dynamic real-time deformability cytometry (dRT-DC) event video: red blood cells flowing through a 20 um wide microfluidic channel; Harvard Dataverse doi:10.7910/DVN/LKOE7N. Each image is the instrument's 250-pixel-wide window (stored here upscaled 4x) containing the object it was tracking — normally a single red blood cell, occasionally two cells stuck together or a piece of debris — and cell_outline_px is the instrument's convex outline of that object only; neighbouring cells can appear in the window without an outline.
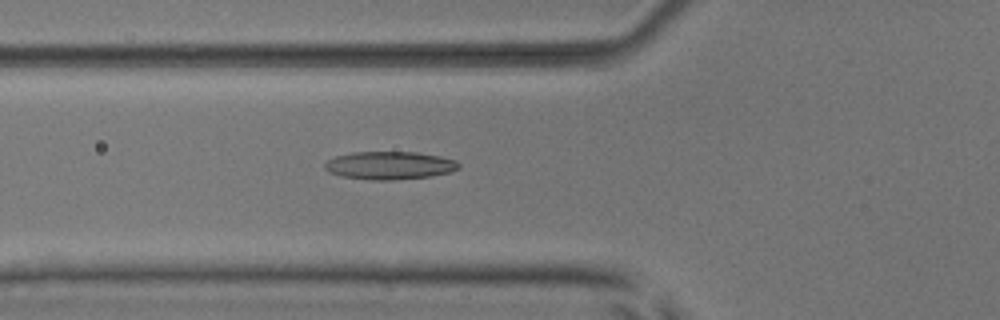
{"species": "common noctule bat (a hibernating species)", "species_latin": "Nyctalus noctula", "temperature_condition": "room temperature", "stored_images_in_passage": 41, "camera_frame_rate_fps": 3000, "um_per_image_px": 0.085, "animal": {"sex": "male", "body_mass_g": 17.9, "forearm_length_mm": 54.2}, "frame": {"image": 1, "passage_image": 8, "time_ms": 2.333, "image_size_px": [1000, 320], "cell_outline_px": [[460, 168], [452, 172], [432, 176], [392, 180], [372, 180], [344, 176], [328, 172], [324, 168], [324, 164], [328, 160], [336, 156], [352, 152], [416, 152], [440, 156], [456, 160], [460, 164]], "centroid_in_image_um": [33.15, 14.06], "position_along_channel_um": 92.6, "area_um2": 21.91}}
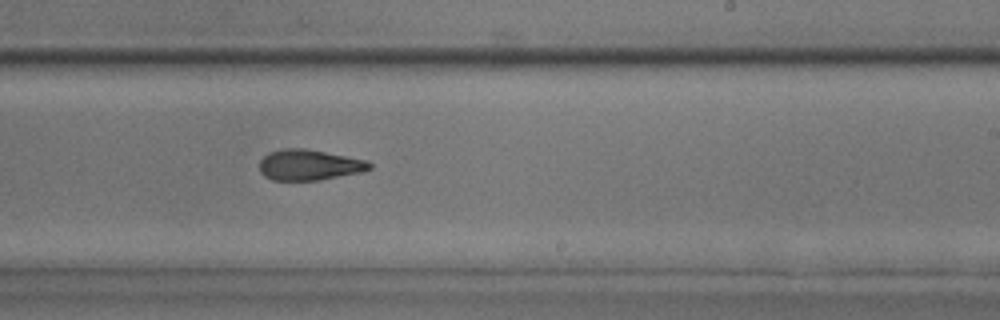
{"frame": {"image": 2, "passage_image": 21, "time_ms": 6.667, "image_size_px": [1000, 320], "cell_outline_px": [[372, 168], [364, 172], [316, 180], [272, 180], [264, 176], [260, 172], [260, 160], [268, 152], [284, 148], [304, 148], [368, 160], [372, 164]], "centroid_in_image_um": [26.29, 14.01], "position_along_channel_um": 262.7, "area_um2": 19.77}}
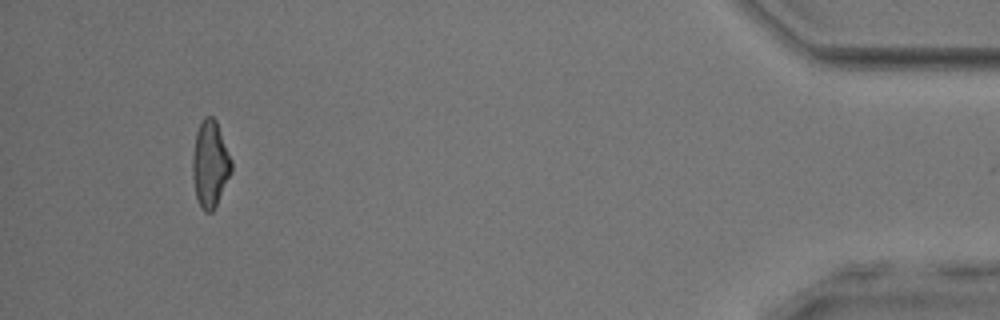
{"frame": {"image": 3, "passage_image": 38, "time_ms": 12.333, "image_size_px": [1000, 320], "cell_outline_px": [[232, 172], [212, 212], [204, 212], [200, 208], [196, 196], [192, 176], [192, 156], [196, 132], [200, 120], [204, 116], [212, 116], [216, 120], [232, 160]], "centroid_in_image_um": [17.85, 13.92], "position_along_channel_um": 417.4, "area_um2": 19.77}, "authors_computed_cell_mechanics": {"area_um2": 19.9988, "velocity_mm_per_s": 3.9335, "shape_relaxation_time_tau1_ms": null, "shape_relaxation_time_tau2_ms": 2.5554, "deformation_change_tau1": null, "deformation_change_tau2": 0.1032}}